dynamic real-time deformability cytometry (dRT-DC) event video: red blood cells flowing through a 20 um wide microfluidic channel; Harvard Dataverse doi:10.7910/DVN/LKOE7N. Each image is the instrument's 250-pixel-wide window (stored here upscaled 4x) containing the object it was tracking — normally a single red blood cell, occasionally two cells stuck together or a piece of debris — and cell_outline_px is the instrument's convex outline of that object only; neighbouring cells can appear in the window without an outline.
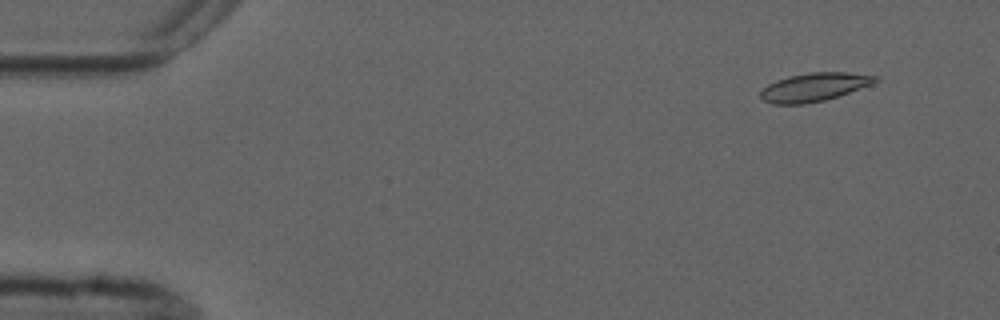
{"species": "common noctule bat (a hibernating species)", "species_latin": "Nyctalus noctula", "temperature_condition": "cold", "stored_images_in_passage": 2, "camera_frame_rate_fps": 3000, "um_per_image_px": 0.085, "animal": {"sex": "male", "forearm_length_mm": 52.5}, "frame": {"image": 1, "passage_image": 2, "time_ms": 2.0, "image_size_px": [1000, 320], "cell_outline_px": [[880, 80], [872, 84], [824, 100], [804, 104], [772, 104], [764, 100], [760, 96], [760, 92], [768, 84], [776, 80], [788, 76], [812, 72], [848, 72], [876, 76]], "centroid_in_image_um": [69.19, 7.39], "position_along_channel_um": 15.8, "area_um2": 18.79}}